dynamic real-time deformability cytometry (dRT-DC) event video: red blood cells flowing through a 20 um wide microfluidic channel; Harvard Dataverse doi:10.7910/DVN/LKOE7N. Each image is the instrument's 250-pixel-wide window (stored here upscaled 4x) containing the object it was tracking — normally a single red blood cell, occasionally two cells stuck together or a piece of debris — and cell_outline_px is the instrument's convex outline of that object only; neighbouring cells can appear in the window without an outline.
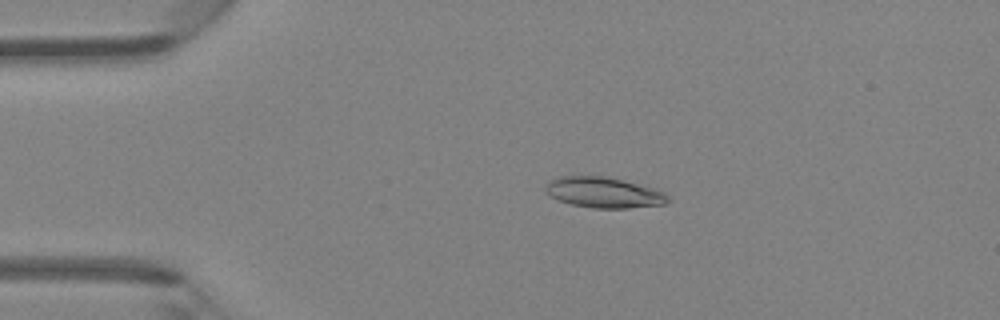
{"species": "Egyptian fruit bat (a non-hibernating species)", "species_latin": "Rousettus aegyptiacus", "temperature_condition": "room temperature", "stored_images_in_passage": 47, "camera_frame_rate_fps": 3000, "um_per_image_px": 0.085, "animal": {"sex": "female"}, "frame": {"image": 1, "passage_image": 10, "time_ms": 3.0, "image_size_px": [1000, 320], "cell_outline_px": [[668, 200], [664, 204], [628, 208], [592, 208], [572, 204], [556, 200], [548, 196], [544, 192], [544, 184], [548, 180], [560, 176], [604, 176], [652, 188], [664, 192], [668, 196]], "centroid_in_image_um": [51.21, 16.36], "position_along_channel_um": 33.8, "area_um2": 21.85}}
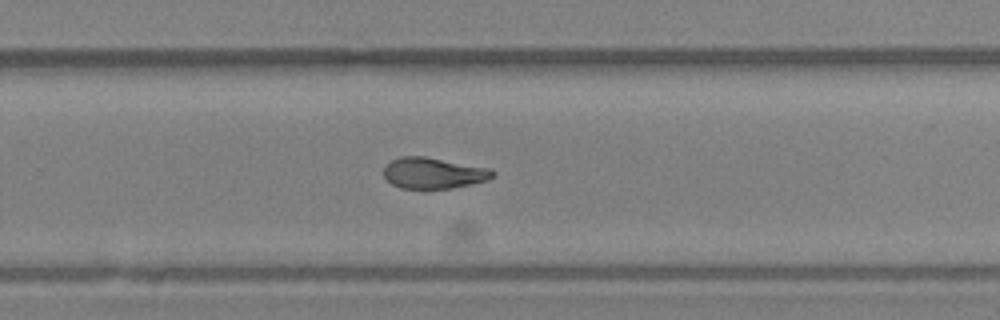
{"frame": {"image": 2, "passage_image": 31, "time_ms": 10.0, "image_size_px": [1000, 320], "cell_outline_px": [[496, 172], [488, 180], [472, 184], [452, 188], [400, 188], [392, 184], [384, 176], [384, 168], [392, 160], [400, 156], [424, 156], [488, 168]], "centroid_in_image_um": [36.84, 14.71], "position_along_channel_um": 293.0, "area_um2": 19.48}}
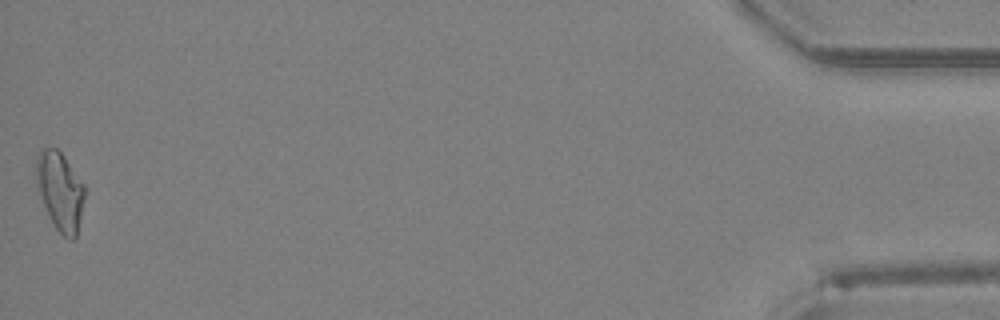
{"frame": {"image": 3, "passage_image": 47, "time_ms": 15.333, "image_size_px": [1000, 320], "cell_outline_px": [[88, 188], [76, 236], [72, 240], [68, 240], [56, 228], [44, 204], [36, 184], [36, 160], [40, 152], [44, 148], [56, 148], [64, 156]], "centroid_in_image_um": [5.16, 16.24], "position_along_channel_um": 430.0, "area_um2": 22.14}, "authors_computed_cell_mechanics": {"area_um2": 20.4034, "velocity_mm_per_s": 4.3363, "shape_relaxation_time_tau1_ms": 4.5445, "shape_relaxation_time_tau2_ms": 2.9119, "deformation_change_tau1": 0.1763, "deformation_change_tau2": 0.1035}}